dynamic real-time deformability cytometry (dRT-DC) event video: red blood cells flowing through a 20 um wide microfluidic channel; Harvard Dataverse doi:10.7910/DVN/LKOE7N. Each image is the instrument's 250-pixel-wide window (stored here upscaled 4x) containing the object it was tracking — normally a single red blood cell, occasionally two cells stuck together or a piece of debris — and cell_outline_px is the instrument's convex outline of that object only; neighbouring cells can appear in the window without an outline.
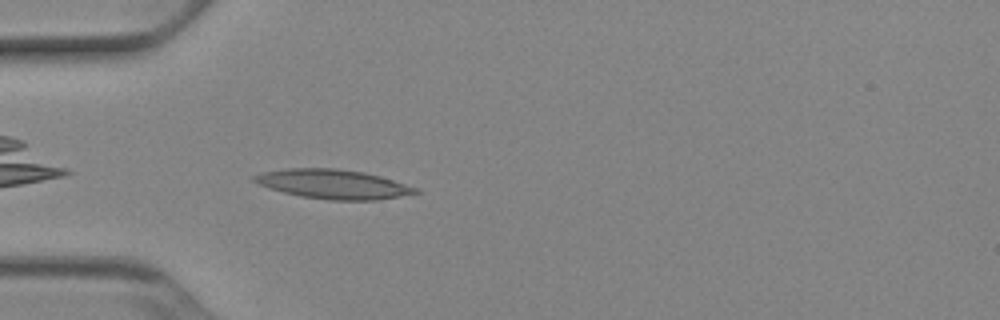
{"species": "Egyptian fruit bat (a non-hibernating species)", "species_latin": "Rousettus aegyptiacus", "temperature_condition": "cold", "stored_images_in_passage": 38, "camera_frame_rate_fps": 3000, "um_per_image_px": 0.085, "animal": {"sex": "female"}, "frame": {"image": 1, "passage_image": 2, "time_ms": 0.333, "image_size_px": [1000, 320], "cell_outline_px": [[420, 192], [400, 196], [376, 200], [328, 200], [300, 196], [268, 188], [252, 180], [252, 176], [260, 172], [288, 168], [336, 168], [364, 172], [380, 176], [420, 188]], "centroid_in_image_um": [28.32, 15.65], "position_along_channel_um": 56.7, "area_um2": 27.63}}
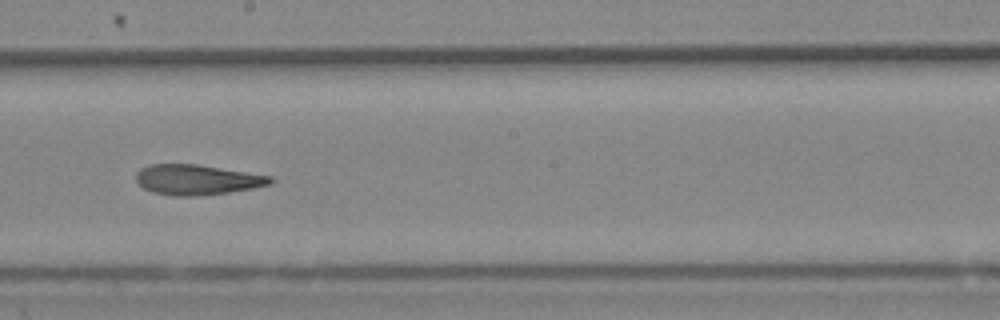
{"frame": {"image": 2, "passage_image": 16, "time_ms": 5.0, "image_size_px": [1000, 320], "cell_outline_px": [[276, 180], [272, 184], [252, 188], [228, 192], [192, 196], [176, 196], [152, 192], [144, 188], [136, 180], [136, 172], [140, 168], [148, 164], [196, 164], [272, 176]], "centroid_in_image_um": [16.75, 15.27], "position_along_channel_um": 231.5, "area_um2": 23.58}}
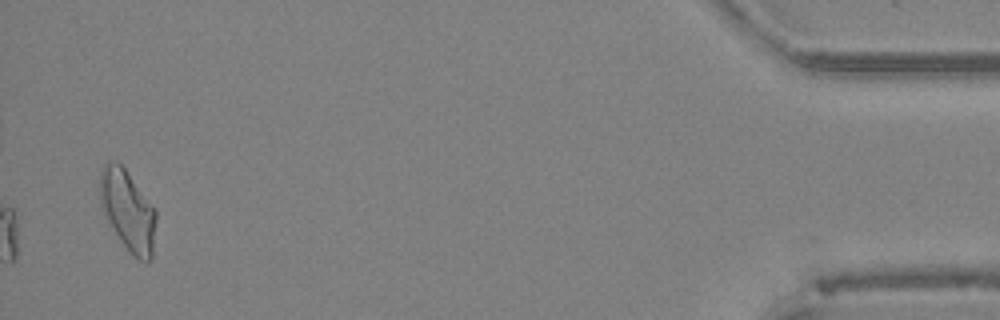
{"frame": {"image": 3, "passage_image": 37, "time_ms": 12.0, "image_size_px": [1000, 320], "cell_outline_px": [[156, 220], [152, 260], [140, 260], [120, 240], [104, 216], [100, 204], [100, 172], [104, 164], [108, 160], [116, 160], [124, 168], [156, 208]], "centroid_in_image_um": [10.86, 17.85], "position_along_channel_um": 424.3, "area_um2": 26.3}, "authors_computed_cell_mechanics": {"area_um2": 24.1893, "velocity_mm_per_s": 3.8972, "shape_relaxation_time_tau1_ms": 7.6907, "shape_relaxation_time_tau2_ms": 7.093, "deformation_change_tau1": 0.2266, "deformation_change_tau2": 0.1638}}